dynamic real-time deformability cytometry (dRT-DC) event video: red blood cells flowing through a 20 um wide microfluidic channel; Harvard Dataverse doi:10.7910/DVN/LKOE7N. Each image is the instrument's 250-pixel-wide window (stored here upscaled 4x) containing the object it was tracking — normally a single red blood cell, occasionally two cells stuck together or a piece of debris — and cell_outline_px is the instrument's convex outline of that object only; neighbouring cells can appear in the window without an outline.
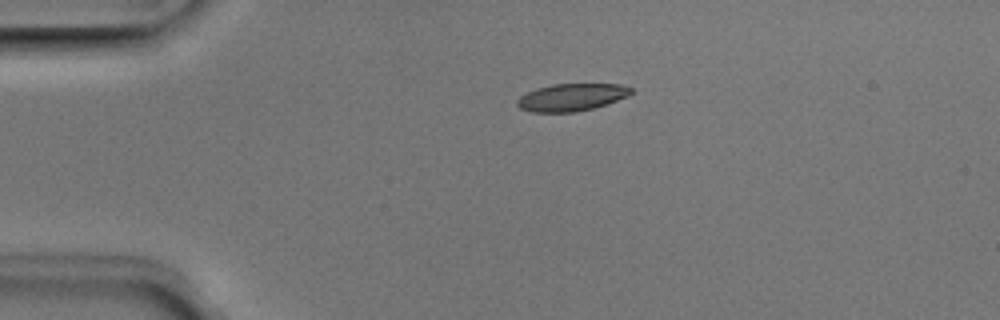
{"species": "Egyptian fruit bat (a non-hibernating species)", "species_latin": "Rousettus aegyptiacus", "temperature_condition": "room temperature", "stored_images_in_passage": 41, "camera_frame_rate_fps": 3000, "um_per_image_px": 0.085, "animal": {"sex": "male"}, "frame": {"image": 1, "passage_image": 1, "time_ms": 0.0, "image_size_px": [1000, 320], "cell_outline_px": [[632, 92], [628, 96], [592, 108], [576, 112], [532, 112], [520, 108], [516, 104], [516, 100], [520, 96], [536, 88], [552, 84], [620, 84], [632, 88]], "centroid_in_image_um": [48.54, 8.26], "position_along_channel_um": 36.5, "area_um2": 18.03}}
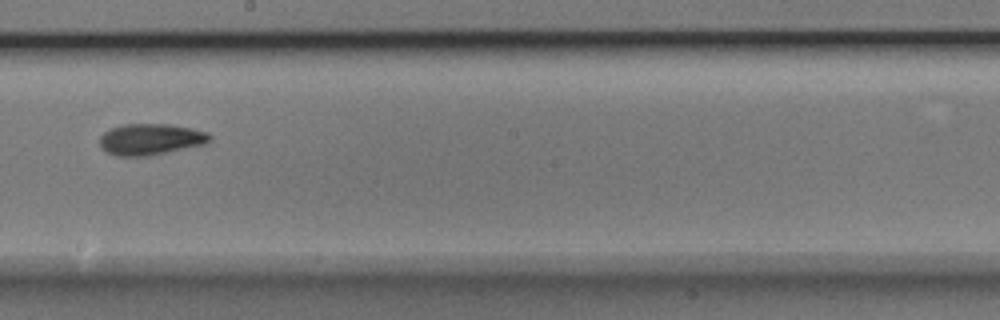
{"frame": {"image": 2, "passage_image": 19, "time_ms": 6.0, "image_size_px": [1000, 320], "cell_outline_px": [[212, 140], [208, 144], [148, 156], [116, 156], [108, 152], [100, 144], [100, 136], [104, 132], [112, 128], [124, 124], [168, 124], [192, 128], [208, 132], [212, 136]], "centroid_in_image_um": [12.87, 11.84], "position_along_channel_um": 235.3, "area_um2": 20.17}}
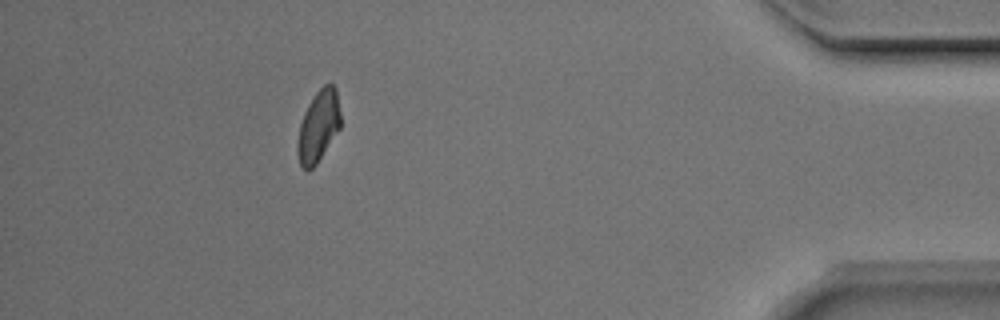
{"frame": {"image": 3, "passage_image": 36, "time_ms": 11.667, "image_size_px": [1000, 320], "cell_outline_px": [[340, 128], [316, 164], [308, 172], [300, 164], [296, 152], [296, 144], [300, 124], [304, 112], [308, 104], [316, 92], [324, 84], [332, 84], [336, 88], [340, 112]], "centroid_in_image_um": [27.05, 10.73], "position_along_channel_um": 408.2, "area_um2": 17.92}, "authors_computed_cell_mechanics": {"area_um2": 18.785, "velocity_mm_per_s": 3.9565, "shape_relaxation_time_tau1_ms": 5.6776, "shape_relaxation_time_tau2_ms": 3.2371, "deformation_change_tau1": 0.1661, "deformation_change_tau2": 0.0834}}